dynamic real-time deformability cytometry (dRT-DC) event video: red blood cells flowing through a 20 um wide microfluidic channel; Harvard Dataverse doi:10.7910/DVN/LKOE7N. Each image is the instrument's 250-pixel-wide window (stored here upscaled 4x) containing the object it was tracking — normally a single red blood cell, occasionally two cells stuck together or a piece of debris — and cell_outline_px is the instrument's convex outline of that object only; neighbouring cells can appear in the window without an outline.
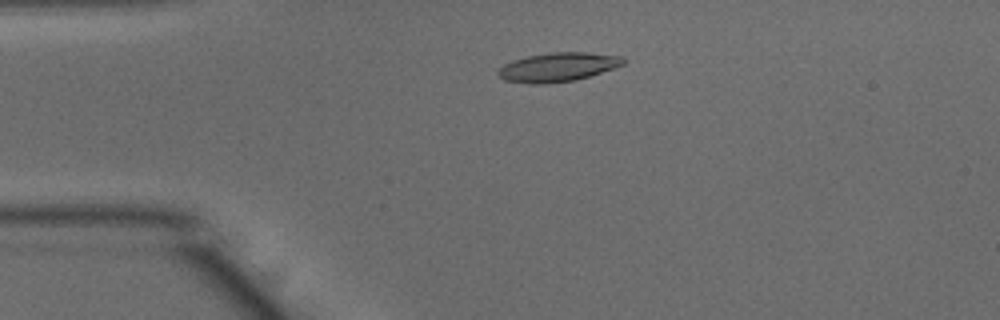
{"species": "common noctule bat (a hibernating species)", "species_latin": "Nyctalus noctula", "temperature_condition": "warm", "stored_images_in_passage": 50, "camera_frame_rate_fps": 3000, "um_per_image_px": 0.085, "animal": {"sex": "male", "body_mass_g": 15.6}, "frame": {"image": 1, "passage_image": 11, "time_ms": 3.333, "image_size_px": [1000, 320], "cell_outline_px": [[624, 64], [576, 80], [544, 84], [528, 84], [504, 80], [496, 72], [504, 64], [512, 60], [528, 56], [552, 52], [588, 52], [624, 56]], "centroid_in_image_um": [47.4, 5.7], "position_along_channel_um": 37.6, "area_um2": 21.1}}
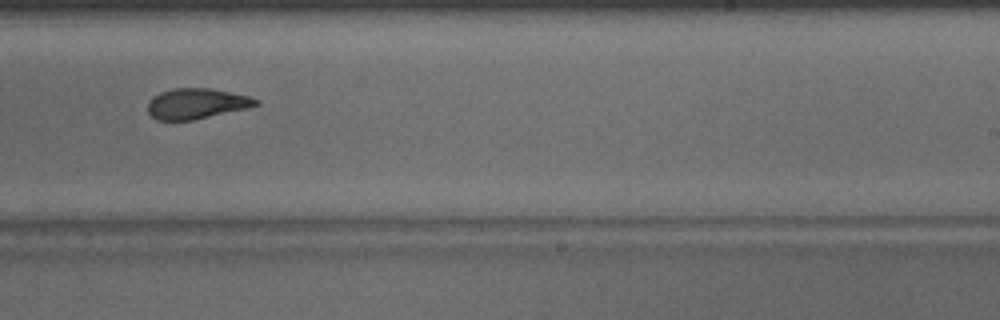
{"frame": {"image": 2, "passage_image": 31, "time_ms": 10.0, "image_size_px": [1000, 320], "cell_outline_px": [[260, 104], [248, 108], [192, 120], [156, 120], [148, 112], [148, 104], [152, 96], [160, 92], [172, 88], [208, 88], [248, 96], [260, 100]], "centroid_in_image_um": [16.69, 8.81], "position_along_channel_um": 272.3, "area_um2": 19.13}}
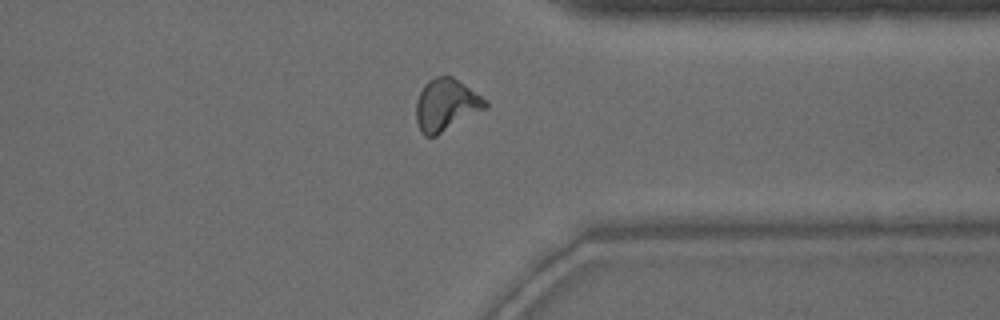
{"frame": {"image": 3, "passage_image": 39, "time_ms": 12.667, "image_size_px": [1000, 320], "cell_outline_px": [[488, 108], [436, 136], [424, 136], [420, 132], [416, 120], [416, 100], [424, 84], [428, 80], [436, 76], [452, 76], [488, 100]], "centroid_in_image_um": [37.92, 8.93], "position_along_channel_um": 373.5, "area_um2": 21.27}, "authors_computed_cell_mechanics": {"area_um2": 20.2589, "velocity_mm_per_s": 3.9412, "shape_relaxation_time_tau1_ms": 4.1532, "shape_relaxation_time_tau2_ms": 2.0574, "deformation_change_tau1": 0.1766, "deformation_change_tau2": 0.1024}}